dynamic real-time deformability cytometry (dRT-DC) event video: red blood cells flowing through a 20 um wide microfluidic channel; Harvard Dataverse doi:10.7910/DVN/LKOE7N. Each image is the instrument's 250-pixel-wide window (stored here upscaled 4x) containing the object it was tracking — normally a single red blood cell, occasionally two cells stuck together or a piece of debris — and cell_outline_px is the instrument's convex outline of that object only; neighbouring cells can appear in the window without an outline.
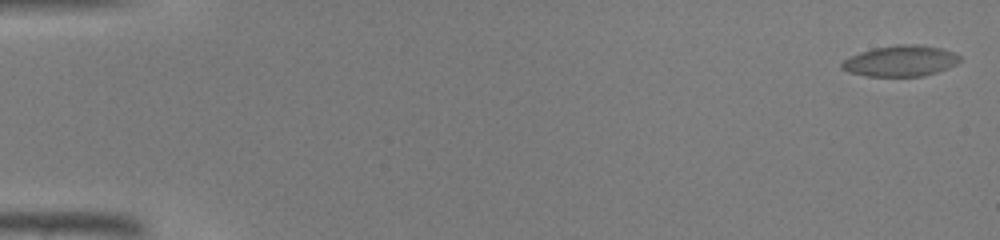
{"species": "common noctule bat (a hibernating species)", "species_latin": "Nyctalus noctula", "temperature_condition": "warm", "stored_images_in_passage": 16, "camera_frame_rate_fps": 3000, "um_per_image_px": 0.085, "animal": {"sex": "male", "body_mass_g": 19.0, "forearm_length_mm": 50.8}, "frame": {"image": 1, "passage_image": 1, "time_ms": 0.0, "image_size_px": [1000, 240], "cell_outline_px": [[960, 60], [956, 64], [948, 68], [924, 76], [868, 76], [848, 72], [840, 68], [840, 64], [844, 60], [860, 52], [872, 48], [896, 44], [916, 44], [940, 48], [952, 52], [960, 56]], "centroid_in_image_um": [76.53, 5.18], "position_along_channel_um": 8.5, "area_um2": 21.21}}
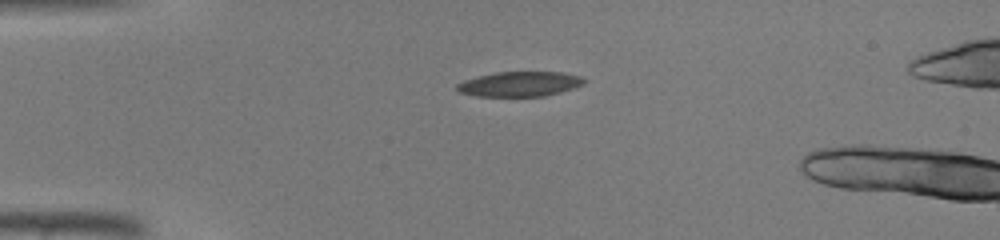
{"frame": {"image": 2, "passage_image": 12, "time_ms": 3.667, "image_size_px": [1000, 240], "cell_outline_px": [[584, 84], [560, 92], [544, 96], [476, 96], [460, 92], [456, 88], [456, 84], [464, 80], [496, 72], [564, 72], [580, 76], [584, 80]], "centroid_in_image_um": [44.17, 7.14], "position_along_channel_um": 40.8, "area_um2": 18.26}}